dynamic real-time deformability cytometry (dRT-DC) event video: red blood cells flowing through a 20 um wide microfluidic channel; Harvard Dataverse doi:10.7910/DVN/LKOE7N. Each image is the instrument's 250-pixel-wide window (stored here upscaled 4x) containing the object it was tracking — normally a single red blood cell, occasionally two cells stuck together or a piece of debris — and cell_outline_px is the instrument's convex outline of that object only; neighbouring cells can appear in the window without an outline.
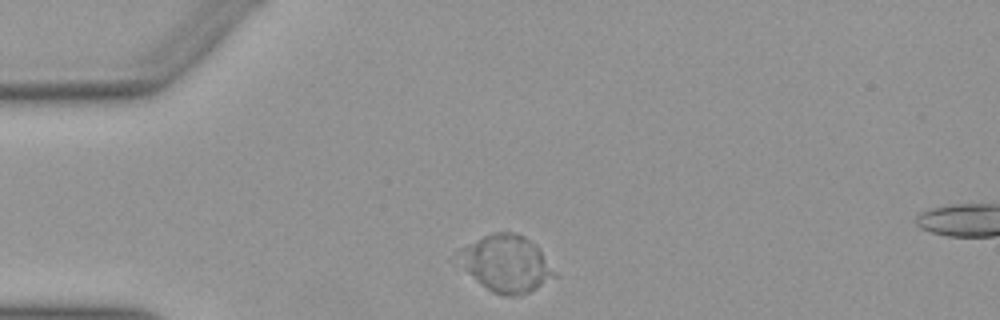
{"species": "Egyptian fruit bat (a non-hibernating species)", "species_latin": "Rousettus aegyptiacus", "temperature_condition": "warm", "stored_images_in_passage": 41, "camera_frame_rate_fps": 3000, "um_per_image_px": 0.085, "animal": {"sex": "female"}, "frame": {"image": 1, "passage_image": 2, "time_ms": 0.333, "image_size_px": [1000, 320], "cell_outline_px": [[560, 276], [528, 292], [516, 296], [504, 296], [492, 292], [468, 272], [464, 268], [456, 252], [460, 248], [484, 236], [496, 232], [512, 232], [524, 236], [536, 244], [540, 248]], "centroid_in_image_um": [43.11, 22.4], "position_along_channel_um": 41.9, "area_um2": 31.67}}
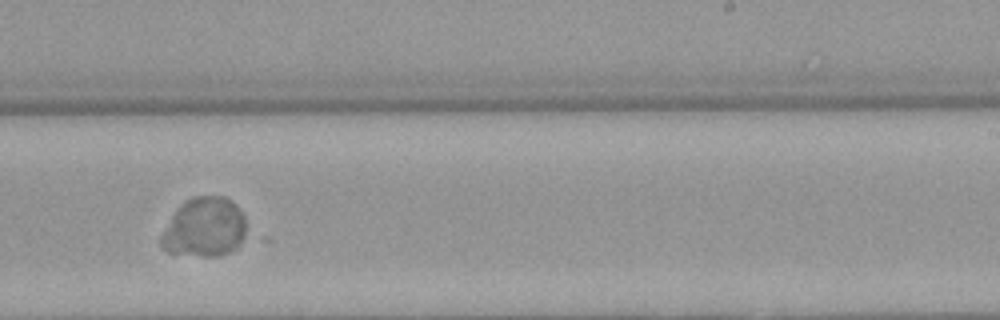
{"frame": {"image": 2, "passage_image": 22, "time_ms": 7.0, "image_size_px": [1000, 320], "cell_outline_px": [[248, 236], [236, 248], [228, 252], [216, 256], [204, 256], [168, 252], [160, 244], [160, 236], [172, 216], [180, 204], [184, 200], [192, 196], [224, 196], [244, 216]], "centroid_in_image_um": [17.38, 19.33], "position_along_channel_um": 271.6, "area_um2": 29.42}}
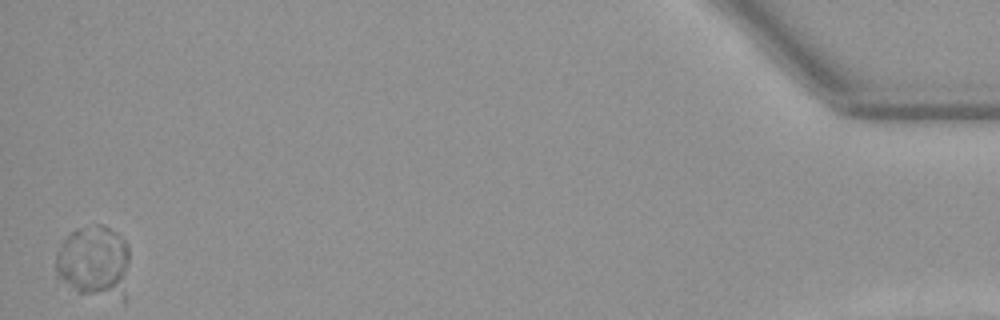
{"frame": {"image": 3, "passage_image": 41, "time_ms": 13.333, "image_size_px": [1000, 320], "cell_outline_px": [[128, 260], [116, 288], [92, 292], [80, 292], [64, 280], [56, 272], [56, 256], [60, 244], [76, 228], [96, 224], [100, 224], [108, 228], [120, 236], [128, 244]], "centroid_in_image_um": [7.84, 21.99], "position_along_channel_um": 427.4, "area_um2": 27.69}}